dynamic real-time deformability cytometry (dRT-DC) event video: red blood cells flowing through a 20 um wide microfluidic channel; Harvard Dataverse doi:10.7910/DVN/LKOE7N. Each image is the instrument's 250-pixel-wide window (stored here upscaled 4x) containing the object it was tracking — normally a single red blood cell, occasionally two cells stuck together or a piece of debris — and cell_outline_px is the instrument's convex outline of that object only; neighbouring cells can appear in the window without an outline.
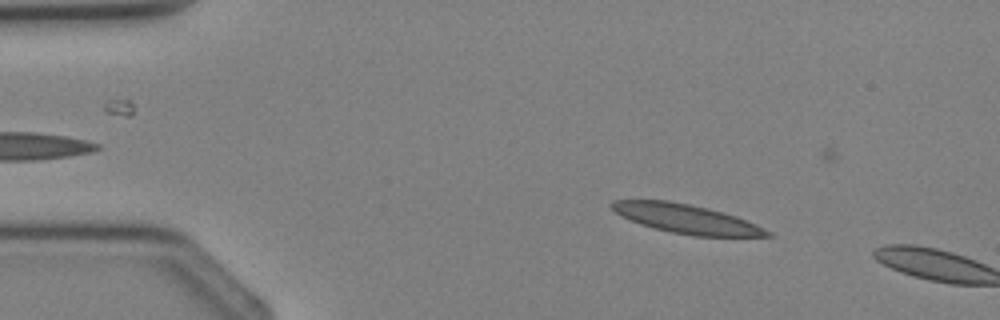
{"species": "Egyptian fruit bat (a non-hibernating species)", "species_latin": "Rousettus aegyptiacus", "temperature_condition": "cold", "stored_images_in_passage": 3, "camera_frame_rate_fps": 3000, "um_per_image_px": 0.085, "animal": {"sex": "female"}, "frame": {"image": 1, "passage_image": 3, "time_ms": 3.333, "image_size_px": [1000, 320], "cell_outline_px": [[776, 236], [692, 236], [652, 228], [640, 224], [620, 216], [608, 204], [612, 200], [668, 200], [708, 208], [724, 212], [736, 216], [756, 224], [772, 232]], "centroid_in_image_um": [58.33, 18.6], "position_along_channel_um": 26.7, "area_um2": 26.41}}